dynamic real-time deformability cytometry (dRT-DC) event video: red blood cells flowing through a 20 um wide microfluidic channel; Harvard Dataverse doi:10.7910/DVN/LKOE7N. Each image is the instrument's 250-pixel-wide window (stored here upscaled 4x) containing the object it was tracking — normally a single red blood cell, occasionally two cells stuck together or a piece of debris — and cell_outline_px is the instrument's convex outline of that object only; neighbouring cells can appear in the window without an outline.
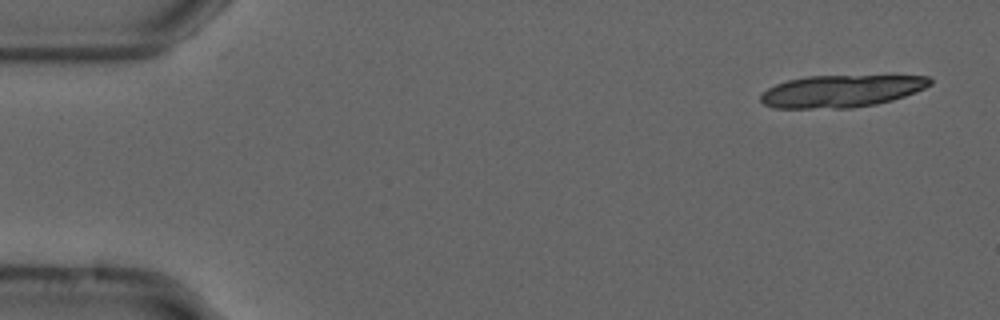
{"species": "common noctule bat (a hibernating species)", "species_latin": "Nyctalus noctula", "temperature_condition": "cold", "stored_images_in_passage": 18, "camera_frame_rate_fps": 3000, "um_per_image_px": 0.085, "animal": {"sex": "male", "forearm_length_mm": 52.5}, "frame": {"image": 1, "passage_image": 3, "time_ms": 0.667, "image_size_px": [1000, 320], "cell_outline_px": [[932, 84], [916, 92], [892, 100], [876, 104], [852, 108], [772, 108], [764, 104], [760, 100], [760, 96], [768, 88], [776, 84], [788, 80], [804, 76], [928, 76], [932, 80]], "centroid_in_image_um": [71.49, 7.75], "position_along_channel_um": 13.5, "area_um2": 31.73}}